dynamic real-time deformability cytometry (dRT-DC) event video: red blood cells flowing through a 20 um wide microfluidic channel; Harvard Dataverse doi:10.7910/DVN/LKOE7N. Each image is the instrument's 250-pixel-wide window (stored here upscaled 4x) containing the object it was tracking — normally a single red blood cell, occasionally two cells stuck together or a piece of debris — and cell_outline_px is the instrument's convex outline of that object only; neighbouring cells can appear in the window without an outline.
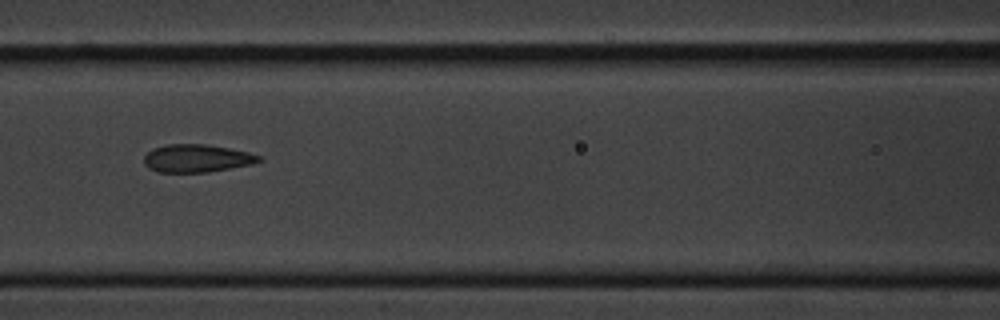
{"species": "common noctule bat (a hibernating species)", "species_latin": "Nyctalus noctula", "temperature_condition": "cold", "stored_images_in_passage": 6, "camera_frame_rate_fps": 3000, "um_per_image_px": 0.085, "animal": {"sex": "male", "body_mass_g": 20.1, "forearm_length_mm": 53.5}, "frame": {"image": 1, "passage_image": 3, "time_ms": 2.333, "image_size_px": [1000, 320], "cell_outline_px": [[264, 160], [252, 164], [208, 172], [156, 172], [148, 168], [144, 164], [144, 156], [152, 148], [168, 144], [204, 144], [228, 148], [248, 152], [260, 156]], "centroid_in_image_um": [16.7, 13.46], "position_along_channel_um": 149.9, "area_um2": 18.67}}
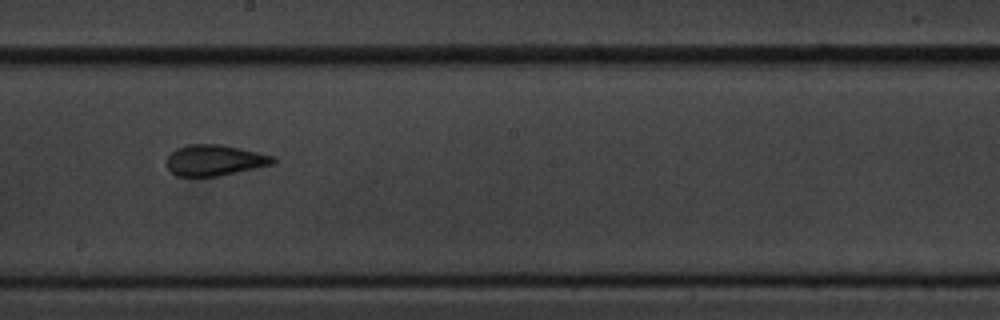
{"frame": {"image": 2, "passage_image": 5, "time_ms": 4.667, "image_size_px": [1000, 320], "cell_outline_px": [[276, 164], [220, 176], [176, 176], [168, 168], [168, 156], [176, 148], [188, 144], [220, 144], [240, 148], [276, 156]], "centroid_in_image_um": [18.31, 13.62], "position_along_channel_um": 229.9, "area_um2": 19.31}}
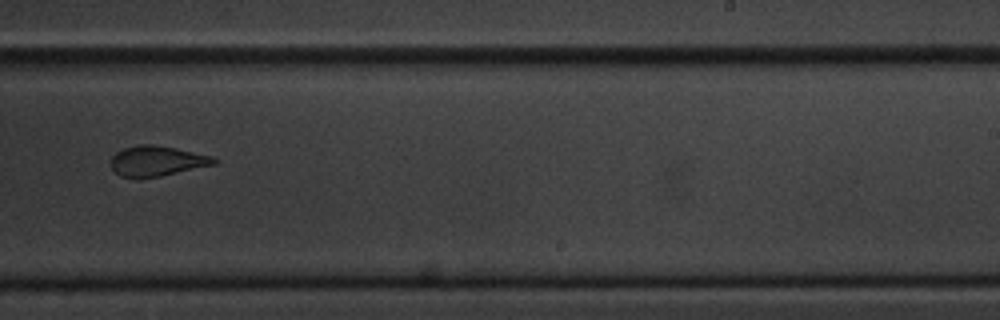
{"frame": {"image": 3, "passage_image": 6, "time_ms": 6.0, "image_size_px": [1000, 320], "cell_outline_px": [[220, 160], [216, 164], [160, 176], [120, 176], [112, 168], [112, 156], [116, 152], [124, 148], [140, 144], [152, 144], [176, 148], [212, 156]], "centroid_in_image_um": [13.39, 13.66], "position_along_channel_um": 275.6, "area_um2": 17.8}}